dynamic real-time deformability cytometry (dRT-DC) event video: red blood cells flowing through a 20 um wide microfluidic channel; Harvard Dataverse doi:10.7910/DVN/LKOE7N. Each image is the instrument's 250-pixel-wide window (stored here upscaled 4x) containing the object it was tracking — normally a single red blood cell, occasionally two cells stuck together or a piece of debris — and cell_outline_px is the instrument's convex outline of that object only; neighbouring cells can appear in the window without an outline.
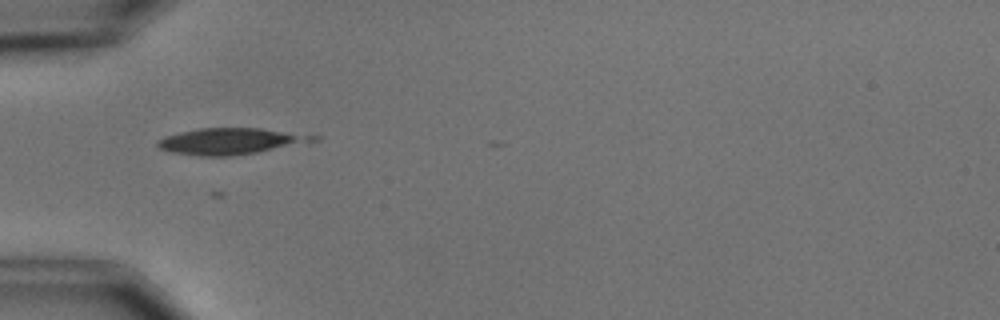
{"species": "common noctule bat (a hibernating species)", "species_latin": "Nyctalus noctula", "temperature_condition": "cold", "stored_images_in_passage": 2, "camera_frame_rate_fps": 3000, "um_per_image_px": 0.085, "animal": {"sex": "male", "body_mass_g": 15.6}, "frame": {"image": 1, "passage_image": 1, "time_ms": 0.0, "image_size_px": [1000, 320], "cell_outline_px": [[292, 140], [284, 144], [272, 148], [256, 152], [232, 156], [200, 156], [172, 152], [160, 148], [156, 144], [156, 140], [164, 136], [180, 132], [200, 128], [260, 128], [280, 132], [292, 136]], "centroid_in_image_um": [18.92, 12.02], "position_along_channel_um": 66.1, "area_um2": 21.21}}